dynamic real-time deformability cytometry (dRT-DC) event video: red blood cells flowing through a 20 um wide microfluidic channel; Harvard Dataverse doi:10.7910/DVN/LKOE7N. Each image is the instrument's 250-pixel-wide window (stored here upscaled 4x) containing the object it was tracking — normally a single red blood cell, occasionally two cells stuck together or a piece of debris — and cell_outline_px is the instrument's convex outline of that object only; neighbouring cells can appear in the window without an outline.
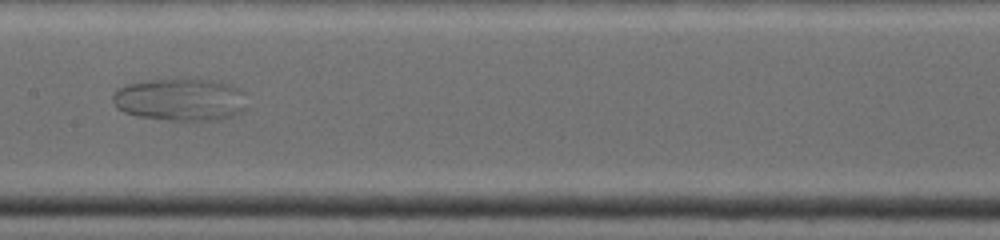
{"species": "common noctule bat (a hibernating species)", "species_latin": "Nyctalus noctula", "temperature_condition": "warm", "stored_images_in_passage": 26, "camera_frame_rate_fps": 4500, "um_per_image_px": 0.085, "animal": {"sex": "female", "body_mass_g": 19.0, "forearm_length_mm": 53.3}, "frame": {"image": 1, "passage_image": 18, "time_ms": 5.778, "image_size_px": [1000, 240], "cell_outline_px": [[248, 108], [236, 116], [216, 120], [168, 120], [136, 116], [124, 112], [116, 108], [112, 100], [112, 96], [124, 84], [148, 80], [196, 76], [232, 84], [240, 88], [244, 92]], "centroid_in_image_um": [15.39, 8.43], "position_along_channel_um": 192.0, "area_um2": 34.56}}
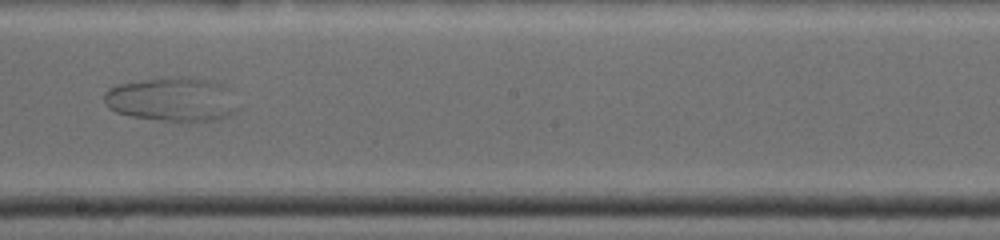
{"frame": {"image": 2, "passage_image": 21, "time_ms": 6.889, "image_size_px": [1000, 240], "cell_outline_px": [[240, 108], [236, 112], [228, 116], [216, 120], [156, 120], [132, 116], [116, 112], [108, 108], [104, 100], [104, 92], [108, 88], [120, 84], [144, 80], [184, 76], [216, 80], [228, 88]], "centroid_in_image_um": [14.67, 8.43], "position_along_channel_um": 233.5, "area_um2": 34.39}}